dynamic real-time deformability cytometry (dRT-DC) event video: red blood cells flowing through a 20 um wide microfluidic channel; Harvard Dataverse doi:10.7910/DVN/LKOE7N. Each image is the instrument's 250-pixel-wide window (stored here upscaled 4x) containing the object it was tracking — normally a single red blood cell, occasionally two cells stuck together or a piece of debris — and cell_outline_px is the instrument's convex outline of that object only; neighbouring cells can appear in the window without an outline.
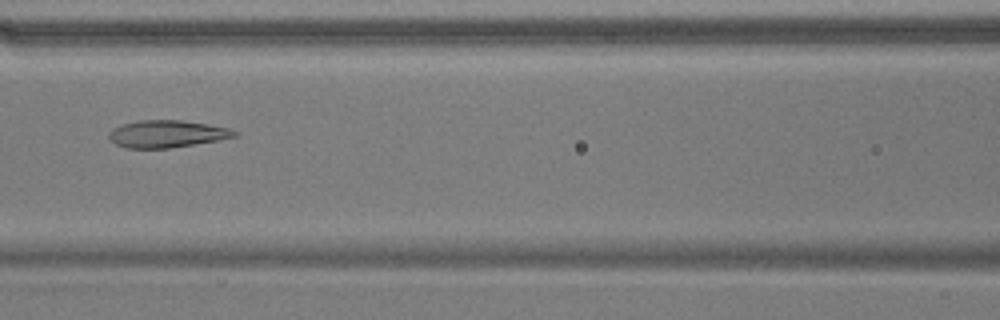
{"species": "common noctule bat (a hibernating species)", "species_latin": "Nyctalus noctula", "temperature_condition": "warm", "stored_images_in_passage": 43, "camera_frame_rate_fps": 3000, "um_per_image_px": 0.085, "animal": {"sex": "male", "body_mass_g": 17.9}, "frame": {"image": 1, "passage_image": 24, "time_ms": 7.667, "image_size_px": [1000, 320], "cell_outline_px": [[240, 136], [168, 148], [128, 148], [116, 144], [108, 136], [108, 132], [112, 128], [124, 124], [140, 120], [180, 120], [208, 124], [228, 128], [236, 132]], "centroid_in_image_um": [14.17, 11.37], "position_along_channel_um": 152.4, "area_um2": 19.65}}
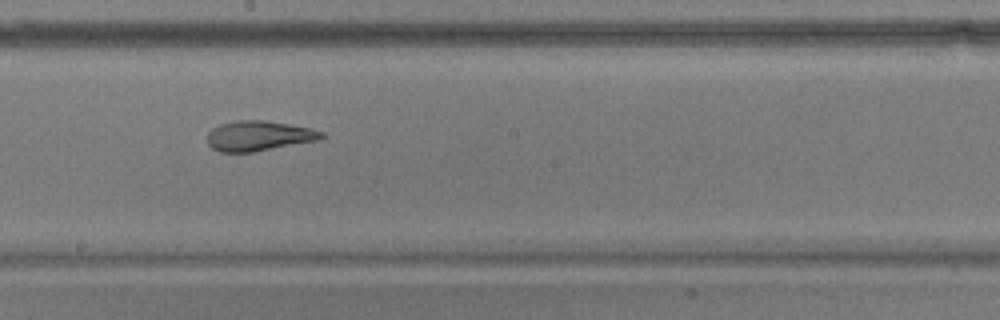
{"frame": {"image": 2, "passage_image": 30, "time_ms": 9.667, "image_size_px": [1000, 320], "cell_outline_px": [[324, 136], [320, 140], [252, 152], [220, 152], [212, 148], [208, 144], [208, 132], [212, 128], [220, 124], [236, 120], [264, 120], [312, 128], [324, 132]], "centroid_in_image_um": [22.0, 11.54], "position_along_channel_um": 226.2, "area_um2": 20.06}}
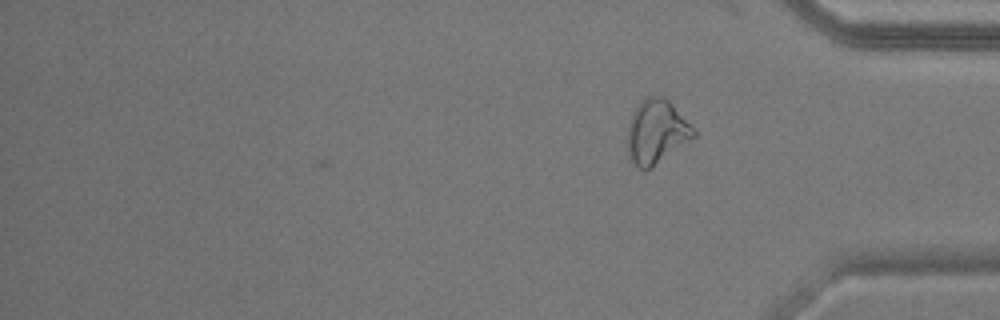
{"frame": {"image": 3, "passage_image": 43, "time_ms": 14.0, "image_size_px": [1000, 320], "cell_outline_px": [[696, 136], [652, 168], [644, 172], [632, 160], [628, 152], [628, 124], [632, 112], [640, 100], [644, 96], [664, 96], [672, 104], [696, 132]], "centroid_in_image_um": [55.78, 11.19], "position_along_channel_um": 379.4, "area_um2": 24.57}, "authors_computed_cell_mechanics": {"area_um2": 21.2126, "velocity_mm_per_s": 3.7018, "shape_relaxation_time_tau1_ms": null, "shape_relaxation_time_tau2_ms": 2.0096, "deformation_change_tau1": null, "deformation_change_tau2": 0.0702}}